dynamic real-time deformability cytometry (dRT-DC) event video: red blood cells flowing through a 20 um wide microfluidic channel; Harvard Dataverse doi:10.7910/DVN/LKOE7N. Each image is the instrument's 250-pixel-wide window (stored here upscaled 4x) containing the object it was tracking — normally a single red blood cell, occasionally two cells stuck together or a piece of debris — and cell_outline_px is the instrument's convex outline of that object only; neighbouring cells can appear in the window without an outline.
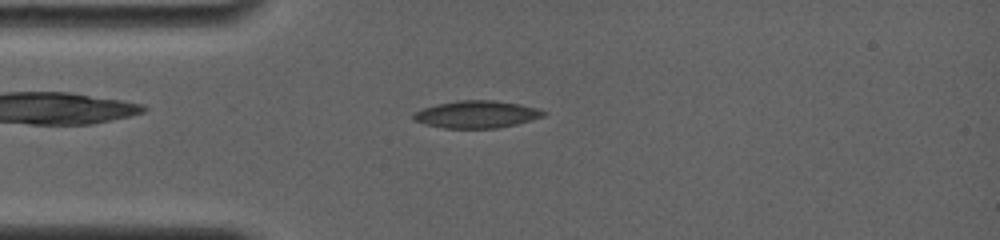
{"species": "common noctule bat (a hibernating species)", "species_latin": "Nyctalus noctula", "temperature_condition": "room temperature", "stored_images_in_passage": 48, "camera_frame_rate_fps": 4000, "um_per_image_px": 0.085, "animal": {"sex": "female", "body_mass_g": 19.0, "forearm_length_mm": 56.7}, "frame": {"image": 1, "passage_image": 16, "time_ms": 3.5, "image_size_px": [1000, 240], "cell_outline_px": [[548, 112], [544, 116], [532, 120], [516, 124], [496, 128], [444, 128], [424, 124], [412, 120], [412, 116], [416, 112], [424, 108], [436, 104], [456, 100], [496, 100], [520, 104], [536, 108]], "centroid_in_image_um": [40.51, 9.71], "position_along_channel_um": 44.5, "area_um2": 20.75}}
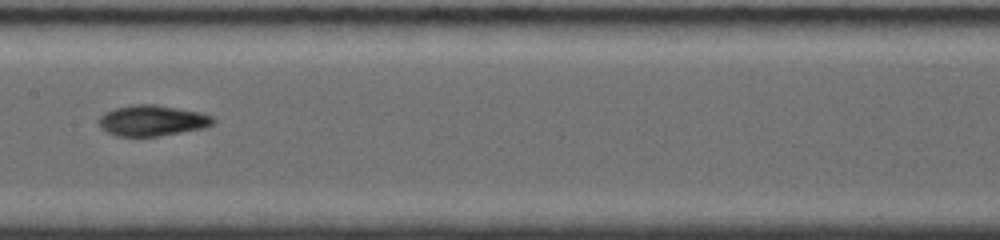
{"frame": {"image": 2, "passage_image": 32, "time_ms": 7.75, "image_size_px": [1000, 240], "cell_outline_px": [[216, 120], [212, 124], [204, 128], [160, 136], [116, 136], [100, 128], [100, 116], [104, 112], [116, 108], [136, 104], [156, 104], [200, 112], [212, 116]], "centroid_in_image_um": [12.95, 10.25], "position_along_channel_um": 194.4, "area_um2": 20.46}}
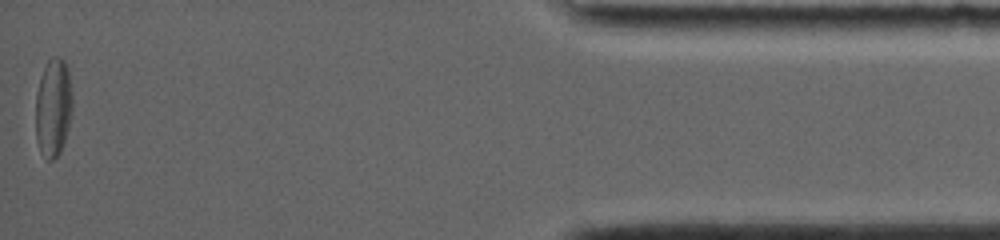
{"frame": {"image": 3, "passage_image": 48, "time_ms": 15.75, "image_size_px": [1000, 240], "cell_outline_px": [[72, 108], [64, 140], [60, 152], [52, 160], [48, 160], [40, 148], [36, 140], [36, 92], [40, 76], [48, 60], [52, 56], [60, 56], [64, 60], [68, 68], [72, 96]], "centroid_in_image_um": [4.52, 9.07], "position_along_channel_um": 430.7, "area_um2": 20.92}, "authors_computed_cell_mechanics": {"area_um2": 20.4901, "velocity_mm_per_s": 3.806, "shape_relaxation_time_tau1_ms": 7.5956, "shape_relaxation_time_tau2_ms": 5.9338, "deformation_change_tau1": 0.1863, "deformation_change_tau2": 0.12}}